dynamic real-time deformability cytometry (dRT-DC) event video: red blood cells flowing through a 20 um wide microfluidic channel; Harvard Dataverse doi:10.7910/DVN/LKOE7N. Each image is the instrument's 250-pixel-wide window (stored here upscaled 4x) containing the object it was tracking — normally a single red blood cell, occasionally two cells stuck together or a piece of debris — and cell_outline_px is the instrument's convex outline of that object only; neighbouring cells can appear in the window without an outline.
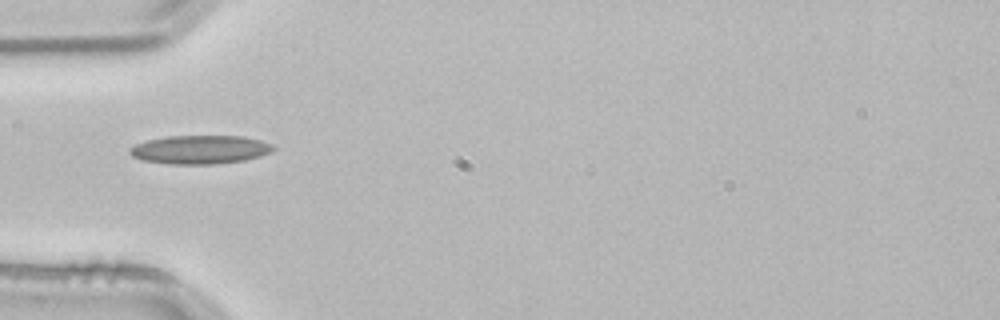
{"species": "common noctule bat (a hibernating species)", "species_latin": "Nyctalus noctula", "temperature_condition": "room temperature", "stored_images_in_passage": 4, "camera_frame_rate_fps": 3000, "um_per_image_px": 0.085, "animal": {"sex": "male", "body_mass_g": 21.5, "forearm_length_mm": 52.0}, "frame": {"image": 1, "passage_image": 4, "time_ms": 1.0, "image_size_px": [1000, 320], "cell_outline_px": [[276, 148], [272, 152], [260, 156], [244, 160], [216, 164], [168, 164], [144, 160], [132, 156], [128, 152], [128, 148], [136, 144], [148, 140], [168, 136], [244, 136], [260, 140], [272, 144]], "centroid_in_image_um": [17.02, 12.71], "position_along_channel_um": 68.0, "area_um2": 23.99}}